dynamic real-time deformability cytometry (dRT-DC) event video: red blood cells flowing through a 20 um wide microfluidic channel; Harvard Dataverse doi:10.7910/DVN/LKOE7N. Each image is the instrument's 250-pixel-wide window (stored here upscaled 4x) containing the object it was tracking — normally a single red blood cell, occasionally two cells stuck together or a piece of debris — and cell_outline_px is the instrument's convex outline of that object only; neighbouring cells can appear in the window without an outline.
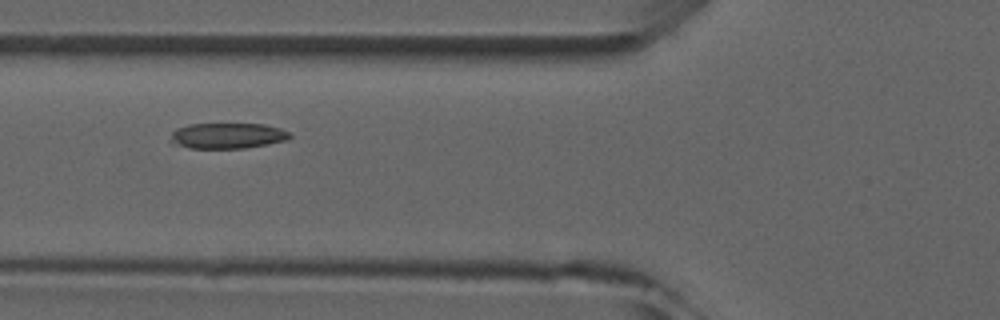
{"species": "common noctule bat (a hibernating species)", "species_latin": "Nyctalus noctula", "temperature_condition": "room temperature", "stored_images_in_passage": 6, "camera_frame_rate_fps": 3000, "um_per_image_px": 0.085, "animal": {"sex": "male", "forearm_length_mm": 52.5}, "frame": {"image": 1, "passage_image": 5, "time_ms": 4.667, "image_size_px": [1000, 320], "cell_outline_px": [[292, 136], [288, 140], [268, 144], [244, 148], [188, 148], [172, 140], [172, 132], [176, 128], [188, 124], [264, 124], [280, 128], [288, 132]], "centroid_in_image_um": [19.39, 11.53], "position_along_channel_um": 106.4, "area_um2": 17.63}}
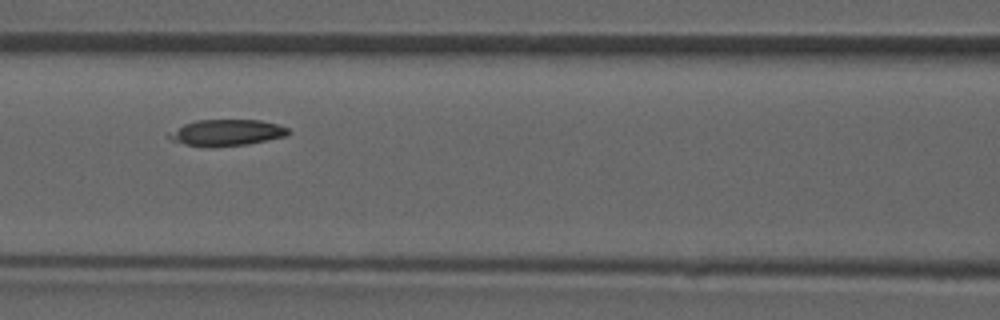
{"frame": {"image": 2, "passage_image": 6, "time_ms": 5.667, "image_size_px": [1000, 320], "cell_outline_px": [[292, 132], [288, 136], [248, 144], [184, 144], [172, 140], [168, 136], [184, 124], [196, 120], [260, 120], [276, 124], [288, 128]], "centroid_in_image_um": [19.39, 11.23], "position_along_channel_um": 147.2, "area_um2": 17.34}}